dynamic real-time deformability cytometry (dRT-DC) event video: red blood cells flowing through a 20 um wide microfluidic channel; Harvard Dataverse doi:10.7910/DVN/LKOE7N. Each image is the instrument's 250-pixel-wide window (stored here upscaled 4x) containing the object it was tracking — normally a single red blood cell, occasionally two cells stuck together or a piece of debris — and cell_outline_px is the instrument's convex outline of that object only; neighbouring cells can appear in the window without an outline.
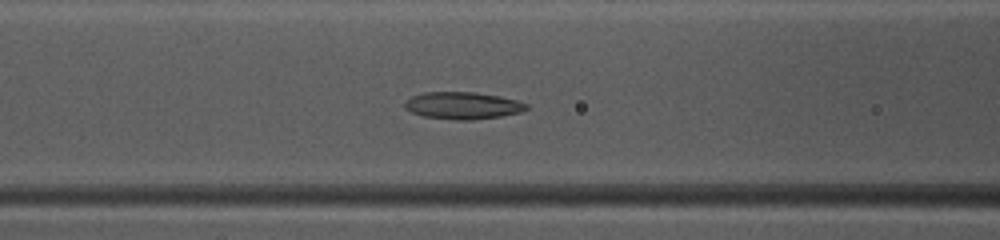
{"species": "common noctule bat (a hibernating species)", "species_latin": "Nyctalus noctula", "temperature_condition": "warm", "stored_images_in_passage": 38, "camera_frame_rate_fps": 3000, "um_per_image_px": 0.085, "animal": {"sex": "female", "body_mass_g": 10.0, "forearm_length_mm": 53.1}, "frame": {"image": 1, "passage_image": 9, "time_ms": 2.667, "image_size_px": [1000, 240], "cell_outline_px": [[528, 108], [520, 112], [500, 116], [472, 120], [456, 120], [424, 116], [412, 112], [404, 108], [404, 100], [412, 96], [424, 92], [476, 92], [516, 100], [528, 104]], "centroid_in_image_um": [39.29, 8.97], "position_along_channel_um": 127.3, "area_um2": 19.13}}
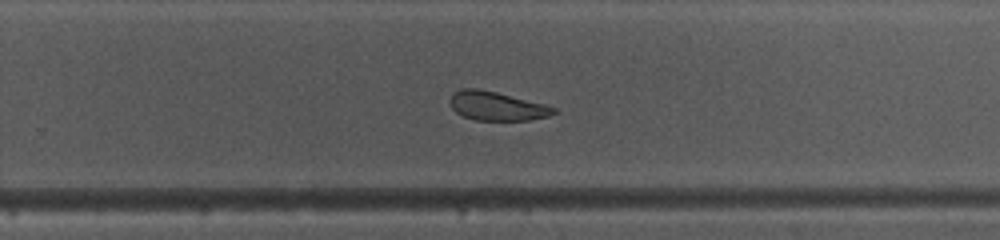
{"frame": {"image": 2, "passage_image": 21, "time_ms": 6.667, "image_size_px": [1000, 240], "cell_outline_px": [[556, 112], [548, 116], [528, 120], [476, 120], [464, 116], [456, 112], [452, 108], [448, 100], [456, 92], [464, 88], [476, 88], [496, 92], [544, 104], [556, 108]], "centroid_in_image_um": [42.21, 9.02], "position_along_channel_um": 287.6, "area_um2": 17.17}}
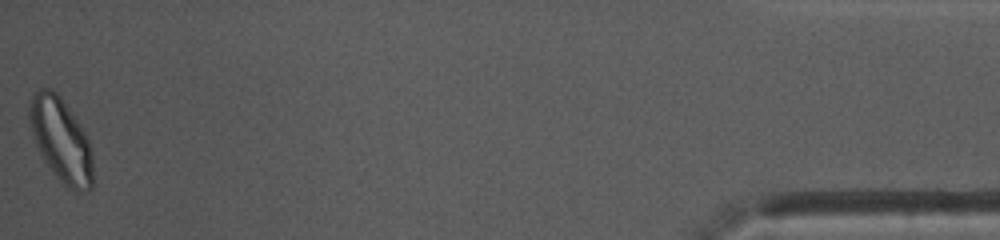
{"frame": {"image": 3, "passage_image": 38, "time_ms": 12.333, "image_size_px": [1000, 240], "cell_outline_px": [[92, 188], [88, 192], [76, 192], [68, 188], [56, 176], [48, 164], [36, 144], [32, 132], [28, 116], [28, 112], [32, 92], [40, 88], [48, 88], [56, 92], [60, 96], [84, 132], [88, 140], [92, 152]], "centroid_in_image_um": [5.19, 11.9], "position_along_channel_um": 430.0, "area_um2": 30.58}, "authors_computed_cell_mechanics": {"area_um2": 19.2185, "velocity_mm_per_s": 4.0136, "shape_relaxation_time_tau1_ms": 6.0552, "shape_relaxation_time_tau2_ms": 3.2587, "deformation_change_tau1": 0.1558, "deformation_change_tau2": 0.0854}}